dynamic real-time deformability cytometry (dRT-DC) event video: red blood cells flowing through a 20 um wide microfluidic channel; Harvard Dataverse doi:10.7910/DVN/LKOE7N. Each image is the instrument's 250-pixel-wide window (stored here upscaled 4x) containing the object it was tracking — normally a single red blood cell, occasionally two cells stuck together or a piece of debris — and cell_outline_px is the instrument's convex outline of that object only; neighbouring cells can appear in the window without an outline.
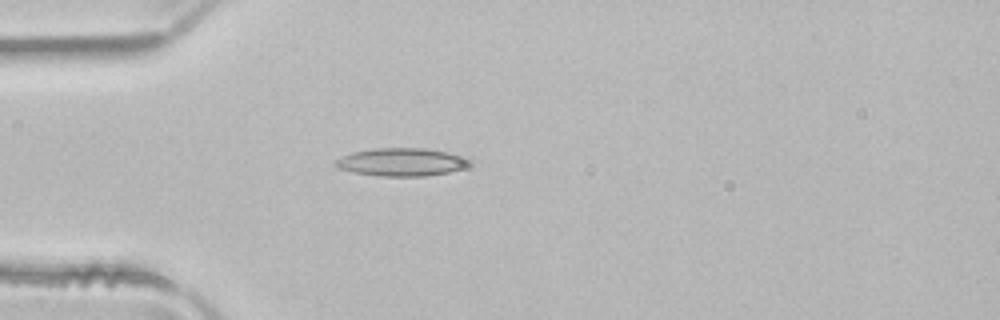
{"species": "common noctule bat (a hibernating species)", "species_latin": "Nyctalus noctula", "temperature_condition": "room temperature", "stored_images_in_passage": 2, "camera_frame_rate_fps": 3000, "um_per_image_px": 0.085, "animal": {"sex": "male", "body_mass_g": 21.5, "forearm_length_mm": 52.0}, "frame": {"image": 1, "passage_image": 2, "time_ms": 0.333, "image_size_px": [1000, 320], "cell_outline_px": [[472, 160], [468, 164], [460, 168], [448, 172], [424, 176], [380, 176], [356, 172], [340, 168], [336, 164], [336, 160], [352, 152], [376, 148], [424, 148], [468, 156]], "centroid_in_image_um": [34.19, 13.76], "position_along_channel_um": 50.8, "area_um2": 21.5}}